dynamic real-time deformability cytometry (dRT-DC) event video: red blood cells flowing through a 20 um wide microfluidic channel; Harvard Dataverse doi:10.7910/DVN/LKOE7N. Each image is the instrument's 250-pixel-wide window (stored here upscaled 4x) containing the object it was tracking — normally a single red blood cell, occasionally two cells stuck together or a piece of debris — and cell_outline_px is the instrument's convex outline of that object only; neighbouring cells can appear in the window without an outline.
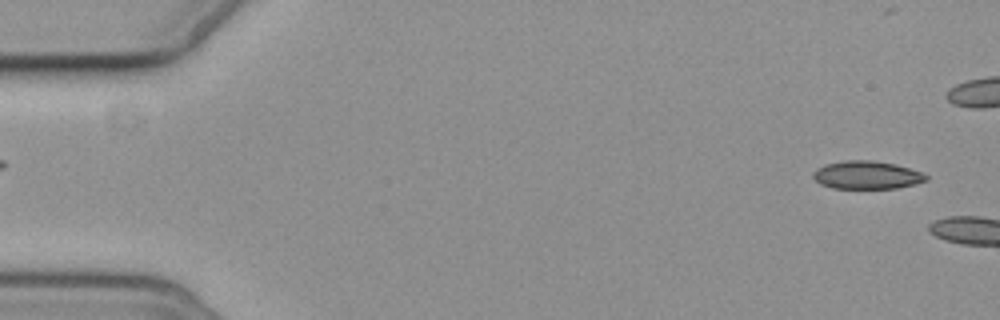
{"species": "common noctule bat (a hibernating species)", "species_latin": "Nyctalus noctula", "temperature_condition": "cold", "stored_images_in_passage": 3, "camera_frame_rate_fps": 3000, "um_per_image_px": 0.085, "animal": {"sex": "female", "body_mass_g": 19.3, "forearm_length_mm": 54.1}, "frame": {"image": 1, "passage_image": 1, "time_ms": 0.0, "image_size_px": [1000, 320], "cell_outline_px": [[928, 180], [896, 188], [832, 188], [820, 184], [812, 176], [812, 172], [816, 168], [824, 164], [844, 160], [872, 160], [896, 164], [924, 172], [928, 176]], "centroid_in_image_um": [73.66, 14.86], "position_along_channel_um": 11.3, "area_um2": 18.61}}